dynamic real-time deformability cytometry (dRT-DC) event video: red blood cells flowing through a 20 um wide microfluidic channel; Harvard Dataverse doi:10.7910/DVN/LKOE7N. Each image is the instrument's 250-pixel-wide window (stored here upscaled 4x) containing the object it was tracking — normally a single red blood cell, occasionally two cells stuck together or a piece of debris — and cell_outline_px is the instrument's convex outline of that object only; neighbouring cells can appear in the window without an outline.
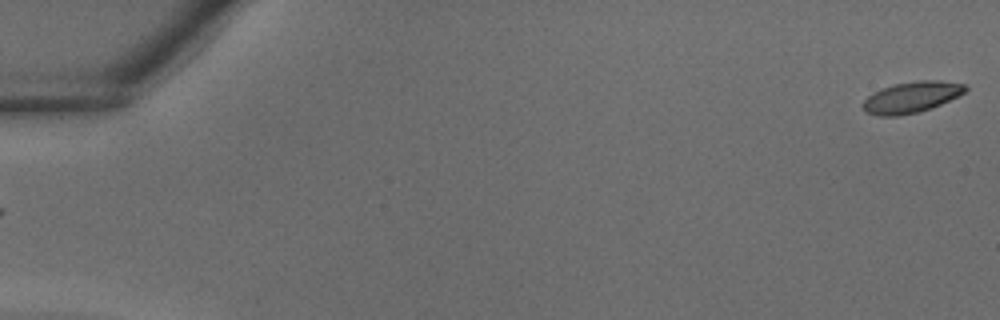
{"species": "common noctule bat (a hibernating species)", "species_latin": "Nyctalus noctula", "temperature_condition": "warm", "stored_images_in_passage": 7, "camera_frame_rate_fps": 3000, "um_per_image_px": 0.085, "animal": {"sex": "male", "body_mass_g": 18.8}, "frame": {"image": 1, "passage_image": 1, "time_ms": 0.0, "image_size_px": [1000, 320], "cell_outline_px": [[968, 88], [964, 92], [932, 108], [916, 112], [896, 116], [876, 116], [868, 112], [864, 108], [864, 100], [868, 96], [884, 88], [896, 84], [920, 80], [940, 80], [964, 84]], "centroid_in_image_um": [77.49, 8.26], "position_along_channel_um": 7.5, "area_um2": 18.03}}